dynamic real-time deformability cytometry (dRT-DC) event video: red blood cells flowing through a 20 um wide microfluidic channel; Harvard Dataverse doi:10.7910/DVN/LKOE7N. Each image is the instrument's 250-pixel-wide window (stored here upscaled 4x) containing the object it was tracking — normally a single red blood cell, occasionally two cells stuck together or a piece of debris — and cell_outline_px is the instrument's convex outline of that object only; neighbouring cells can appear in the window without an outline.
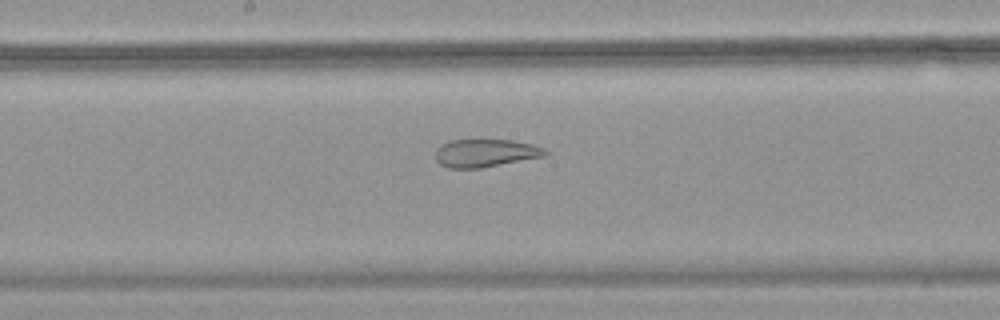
{"species": "common noctule bat (a hibernating species)", "species_latin": "Nyctalus noctula", "temperature_condition": "warm", "stored_images_in_passage": 44, "camera_frame_rate_fps": 3000, "um_per_image_px": 0.085, "animal": {"sex": "female", "body_mass_g": 18.4}, "frame": {"image": 1, "passage_image": 25, "time_ms": 8.0, "image_size_px": [1000, 320], "cell_outline_px": [[548, 152], [544, 156], [480, 168], [448, 168], [440, 164], [436, 160], [436, 148], [440, 144], [452, 140], [512, 140], [532, 144], [544, 148]], "centroid_in_image_um": [41.23, 13.0], "position_along_channel_um": 207.0, "area_um2": 17.74}}
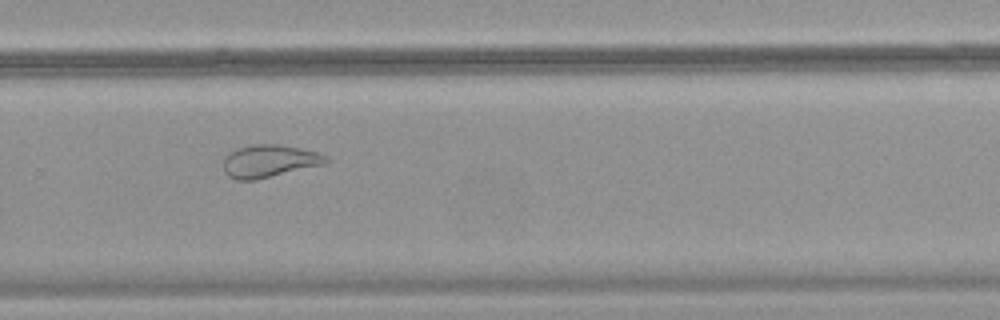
{"frame": {"image": 2, "passage_image": 33, "time_ms": 10.667, "image_size_px": [1000, 320], "cell_outline_px": [[332, 160], [324, 164], [256, 180], [236, 180], [228, 176], [224, 172], [224, 156], [228, 152], [252, 144], [280, 144], [300, 148], [316, 152], [328, 156]], "centroid_in_image_um": [22.89, 13.69], "position_along_channel_um": 306.9, "area_um2": 19.59}}
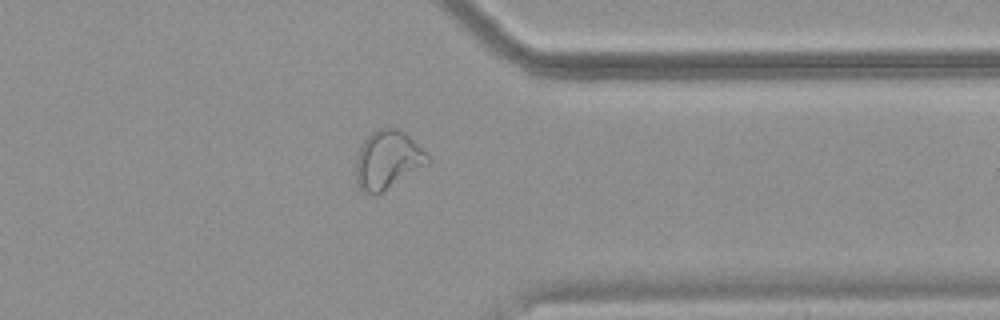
{"frame": {"image": 3, "passage_image": 39, "time_ms": 12.667, "image_size_px": [1000, 320], "cell_outline_px": [[432, 160], [428, 164], [376, 196], [372, 196], [356, 188], [356, 160], [360, 144], [372, 132], [380, 128], [400, 128], [428, 152]], "centroid_in_image_um": [32.96, 13.6], "position_along_channel_um": 378.4, "area_um2": 24.97}}